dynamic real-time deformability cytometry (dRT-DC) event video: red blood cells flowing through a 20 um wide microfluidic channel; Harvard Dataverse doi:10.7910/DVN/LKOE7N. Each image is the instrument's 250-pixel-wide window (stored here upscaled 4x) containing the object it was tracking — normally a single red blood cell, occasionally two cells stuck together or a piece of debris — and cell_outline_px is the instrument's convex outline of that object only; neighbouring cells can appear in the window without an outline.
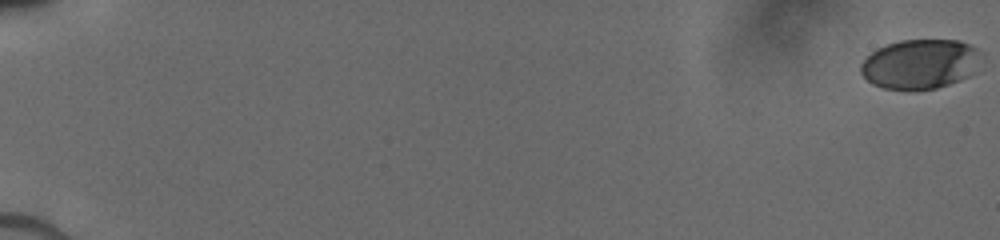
{"species": "human", "species_latin": "Homo sapiens", "temperature_condition": "cold", "stored_images_in_passage": 32, "camera_frame_rate_fps": 3000, "um_per_image_px": 0.085, "donor": {"sex": "male"}, "frame": {"image": 1, "passage_image": 1, "time_ms": 0.0, "image_size_px": [1000, 240], "cell_outline_px": [[976, 52], [972, 72], [968, 76], [948, 84], [936, 88], [916, 92], [884, 88], [872, 84], [860, 72], [860, 64], [876, 48], [900, 40], [960, 40], [976, 48]], "centroid_in_image_um": [78.1, 5.47], "position_along_channel_um": 6.9, "area_um2": 34.45}}
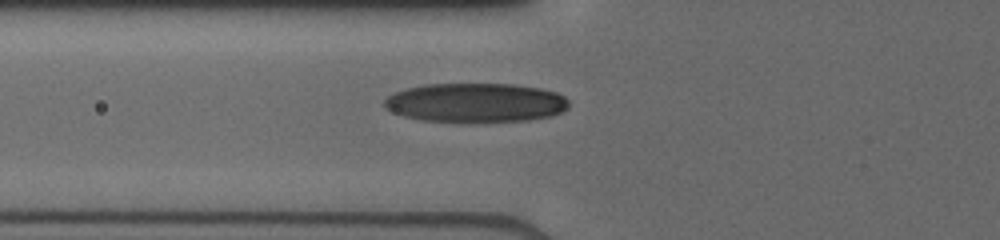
{"frame": {"image": 2, "passage_image": 22, "time_ms": 7.333, "image_size_px": [1000, 240], "cell_outline_px": [[568, 108], [560, 112], [548, 116], [528, 120], [472, 124], [460, 124], [420, 120], [404, 116], [392, 112], [384, 108], [384, 100], [388, 96], [396, 92], [408, 88], [424, 84], [516, 84], [540, 88], [556, 92], [564, 96], [568, 100]], "centroid_in_image_um": [40.4, 8.76], "position_along_channel_um": 85.4, "area_um2": 43.12}}
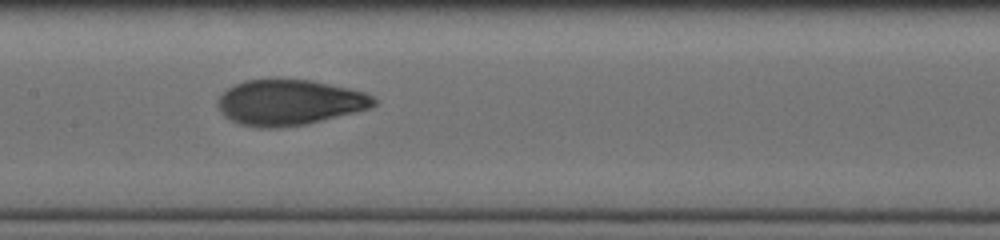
{"frame": {"image": 3, "passage_image": 31, "time_ms": 9.667, "image_size_px": [1000, 240], "cell_outline_px": [[376, 104], [368, 108], [304, 124], [276, 128], [260, 128], [240, 124], [224, 116], [220, 112], [220, 96], [228, 88], [244, 80], [312, 80], [364, 92], [372, 96], [376, 100]], "centroid_in_image_um": [24.58, 8.71], "position_along_channel_um": 182.8, "area_um2": 40.52}}